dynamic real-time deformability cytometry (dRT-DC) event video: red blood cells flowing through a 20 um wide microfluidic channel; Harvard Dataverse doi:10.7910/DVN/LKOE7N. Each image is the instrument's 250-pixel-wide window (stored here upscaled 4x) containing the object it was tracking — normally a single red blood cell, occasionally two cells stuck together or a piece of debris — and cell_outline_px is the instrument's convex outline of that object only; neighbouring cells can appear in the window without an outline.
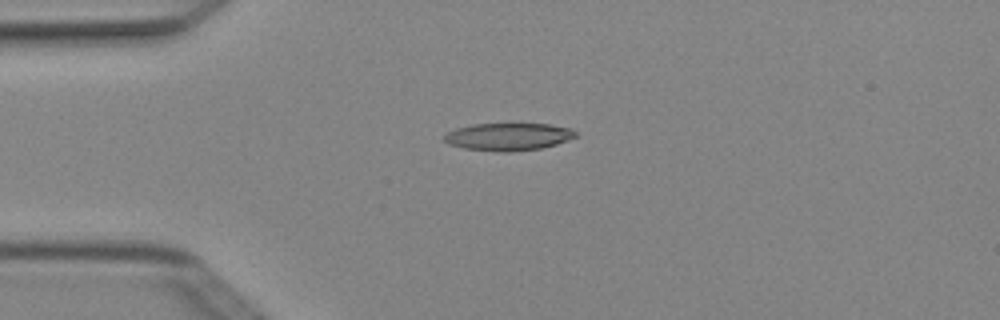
{"species": "Egyptian fruit bat (a non-hibernating species)", "species_latin": "Rousettus aegyptiacus", "temperature_condition": "cold", "stored_images_in_passage": 2, "camera_frame_rate_fps": 3000, "um_per_image_px": 0.085, "animal": {"sex": "female"}, "frame": {"image": 1, "passage_image": 1, "time_ms": 0.0, "image_size_px": [1000, 320], "cell_outline_px": [[576, 136], [556, 144], [540, 148], [512, 152], [496, 152], [464, 148], [448, 144], [444, 140], [444, 136], [448, 132], [456, 128], [472, 124], [548, 124], [572, 128], [576, 132]], "centroid_in_image_um": [43.18, 11.62], "position_along_channel_um": 41.8, "area_um2": 21.04}}